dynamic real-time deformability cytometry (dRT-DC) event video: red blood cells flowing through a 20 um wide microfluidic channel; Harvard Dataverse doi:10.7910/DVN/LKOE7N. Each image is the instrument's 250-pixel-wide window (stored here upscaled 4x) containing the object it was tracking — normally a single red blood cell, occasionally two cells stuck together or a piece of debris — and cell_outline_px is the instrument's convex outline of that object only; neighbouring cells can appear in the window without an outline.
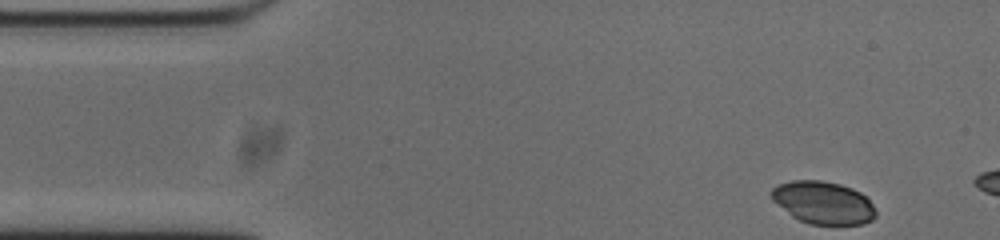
{"species": "common noctule bat (a hibernating species)", "species_latin": "Nyctalus noctula", "temperature_condition": "cold", "stored_images_in_passage": 7, "camera_frame_rate_fps": 3000, "um_per_image_px": 0.085, "animal": {"sex": "male", "body_mass_g": 20.0, "forearm_length_mm": 53.3}, "frame": {"image": 1, "passage_image": 1, "time_ms": 0.0, "image_size_px": [1000, 240], "cell_outline_px": [[876, 216], [872, 220], [864, 224], [808, 224], [792, 216], [772, 200], [768, 192], [776, 184], [792, 180], [820, 180], [840, 184], [852, 188], [860, 192], [872, 204], [876, 212]], "centroid_in_image_um": [69.94, 17.21], "position_along_channel_um": 15.1, "area_um2": 26.01}}